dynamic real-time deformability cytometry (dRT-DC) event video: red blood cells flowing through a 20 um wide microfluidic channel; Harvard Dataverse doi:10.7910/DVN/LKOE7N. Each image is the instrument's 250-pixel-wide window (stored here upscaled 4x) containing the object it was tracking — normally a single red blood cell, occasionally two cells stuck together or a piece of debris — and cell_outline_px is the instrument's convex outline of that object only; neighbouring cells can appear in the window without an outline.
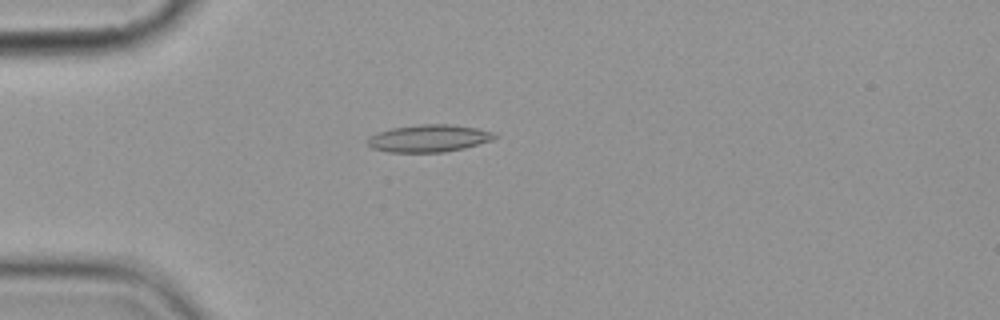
{"species": "common noctule bat (a hibernating species)", "species_latin": "Nyctalus noctula", "temperature_condition": "cold", "stored_images_in_passage": 4, "camera_frame_rate_fps": 3000, "um_per_image_px": 0.085, "animal": {"sex": "female", "body_mass_g": 19.9}, "frame": {"image": 1, "passage_image": 4, "time_ms": 4.333, "image_size_px": [1000, 320], "cell_outline_px": [[496, 136], [492, 140], [464, 148], [444, 152], [388, 152], [372, 148], [368, 144], [368, 140], [372, 136], [380, 132], [392, 128], [424, 124], [448, 124], [476, 128], [496, 132]], "centroid_in_image_um": [36.49, 11.76], "position_along_channel_um": 48.5, "area_um2": 19.94}}